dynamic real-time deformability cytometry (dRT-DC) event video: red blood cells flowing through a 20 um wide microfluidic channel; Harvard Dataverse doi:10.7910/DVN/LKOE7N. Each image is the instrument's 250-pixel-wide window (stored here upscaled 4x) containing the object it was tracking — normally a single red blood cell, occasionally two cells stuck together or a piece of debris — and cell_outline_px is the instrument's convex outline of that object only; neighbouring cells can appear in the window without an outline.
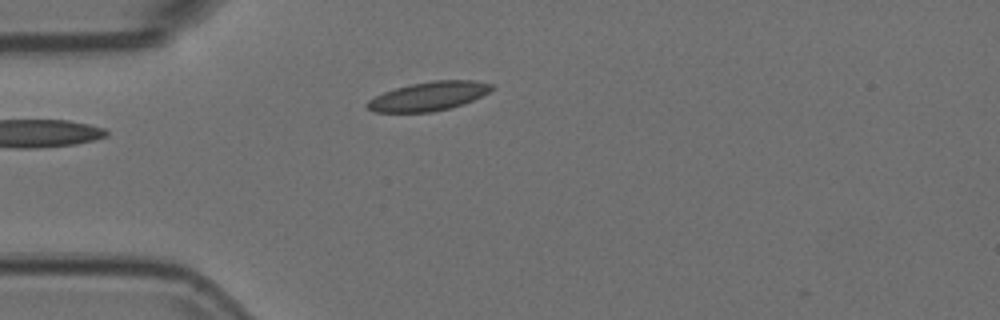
{"species": "Egyptian fruit bat (a non-hibernating species)", "species_latin": "Rousettus aegyptiacus", "temperature_condition": "room temperature", "stored_images_in_passage": 21, "camera_frame_rate_fps": 3000, "um_per_image_px": 0.085, "animal": {"sex": "female"}, "frame": {"image": 1, "passage_image": 1, "time_ms": 0.0, "image_size_px": [1000, 320], "cell_outline_px": [[496, 88], [472, 100], [448, 108], [432, 112], [372, 112], [364, 104], [368, 100], [384, 92], [396, 88], [412, 84], [432, 80], [476, 80], [492, 84]], "centroid_in_image_um": [36.42, 8.17], "position_along_channel_um": 48.6, "area_um2": 20.81}}
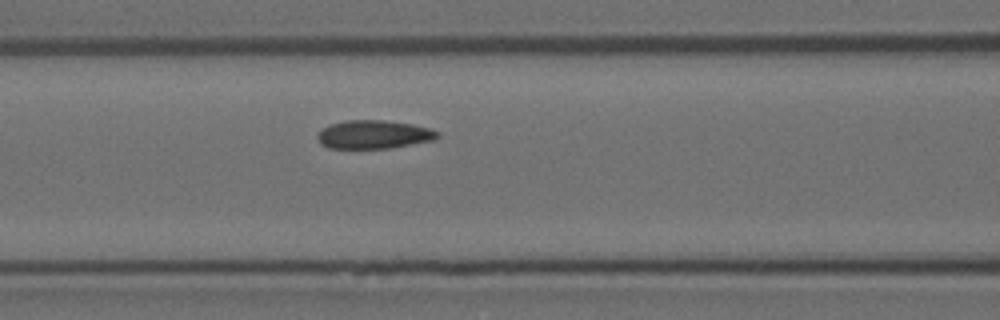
{"frame": {"image": 2, "passage_image": 9, "time_ms": 2.667, "image_size_px": [1000, 320], "cell_outline_px": [[440, 136], [436, 140], [388, 148], [328, 148], [320, 144], [316, 136], [328, 124], [344, 120], [384, 120], [412, 124], [428, 128], [440, 132]], "centroid_in_image_um": [31.77, 11.43], "position_along_channel_um": 134.8, "area_um2": 20.0}}
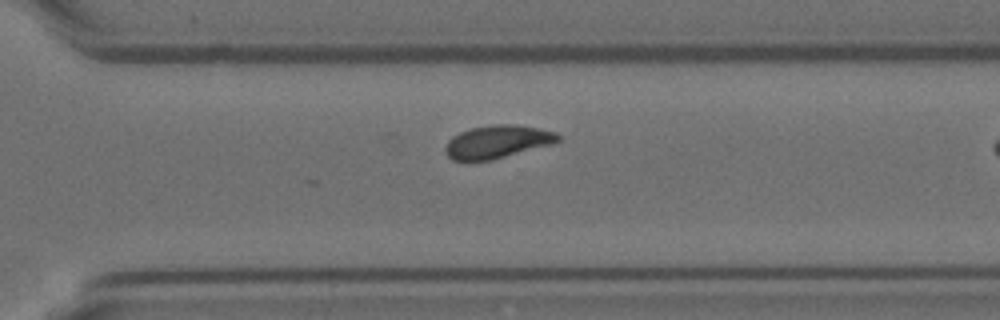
{"frame": {"image": 3, "passage_image": 21, "time_ms": 6.667, "image_size_px": [1000, 320], "cell_outline_px": [[560, 140], [552, 144], [492, 160], [468, 164], [452, 160], [444, 152], [444, 148], [448, 140], [452, 136], [460, 132], [472, 128], [492, 124], [516, 124], [540, 128], [556, 132], [560, 136]], "centroid_in_image_um": [42.22, 12.08], "position_along_channel_um": 328.4, "area_um2": 22.31}}